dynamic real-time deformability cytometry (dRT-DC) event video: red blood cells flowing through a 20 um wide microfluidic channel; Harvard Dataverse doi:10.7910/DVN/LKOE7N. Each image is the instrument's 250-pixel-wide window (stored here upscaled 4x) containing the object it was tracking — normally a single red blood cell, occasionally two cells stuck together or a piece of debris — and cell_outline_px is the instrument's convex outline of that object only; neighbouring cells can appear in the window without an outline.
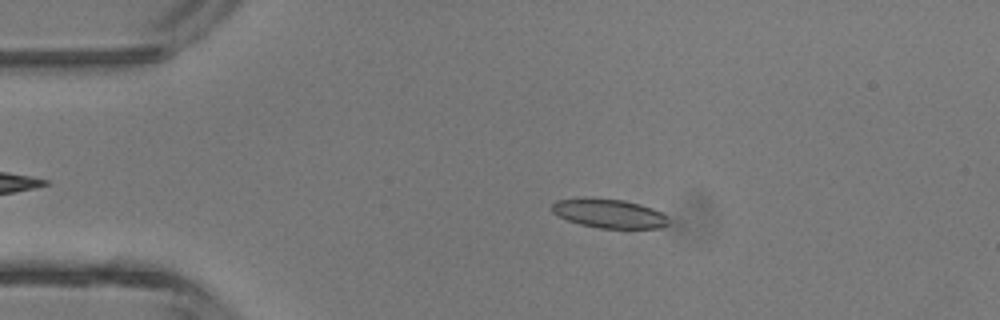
{"species": "common noctule bat (a hibernating species)", "species_latin": "Nyctalus noctula", "temperature_condition": "room temperature", "stored_images_in_passage": 4, "camera_frame_rate_fps": 3000, "um_per_image_px": 0.085, "animal": {"sex": "male", "body_mass_g": 13.3}, "frame": {"image": 1, "passage_image": 2, "time_ms": 1.0, "image_size_px": [1000, 320], "cell_outline_px": [[668, 224], [660, 228], [600, 228], [580, 224], [568, 220], [552, 212], [552, 204], [556, 200], [584, 196], [624, 200], [640, 204], [652, 208], [668, 216]], "centroid_in_image_um": [51.75, 18.12], "position_along_channel_um": 33.3, "area_um2": 19.94}}